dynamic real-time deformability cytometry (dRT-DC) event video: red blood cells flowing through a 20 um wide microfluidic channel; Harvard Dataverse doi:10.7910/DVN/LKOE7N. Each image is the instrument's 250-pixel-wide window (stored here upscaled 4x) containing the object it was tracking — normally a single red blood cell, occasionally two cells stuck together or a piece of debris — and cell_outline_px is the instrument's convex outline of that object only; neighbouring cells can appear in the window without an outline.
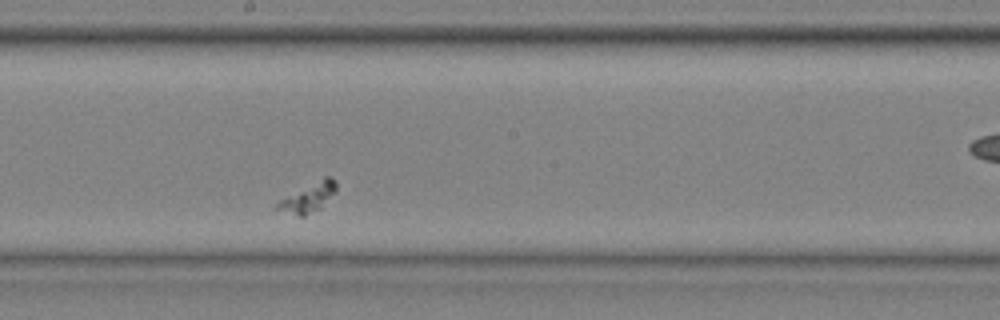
{"species": "common noctule bat (a hibernating species)", "species_latin": "Nyctalus noctula", "temperature_condition": "cold", "stored_images_in_passage": 48, "camera_frame_rate_fps": 3000, "um_per_image_px": 0.085, "animal": {"sex": "male", "body_mass_g": 20.4}, "frame": {"image": 1, "passage_image": 24, "time_ms": 7.667, "image_size_px": [1000, 320], "cell_outline_px": [[336, 192], [320, 208], [304, 216], [300, 216], [276, 212], [272, 208], [280, 200], [324, 176], [332, 176], [336, 180]], "centroid_in_image_um": [26.17, 16.81], "position_along_channel_um": 222.0, "area_um2": 10.17}}
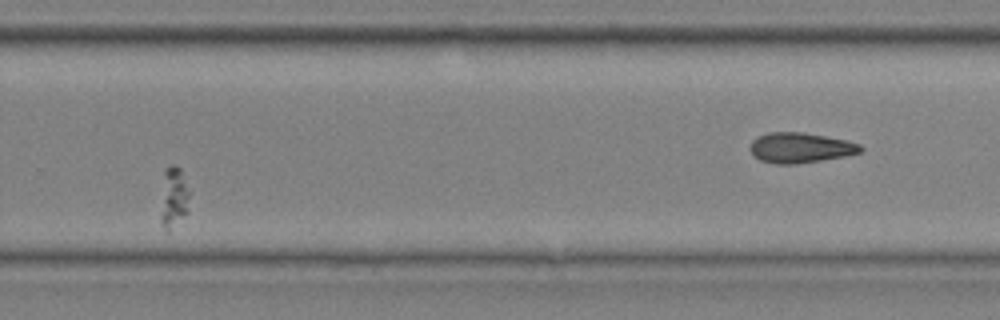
{"frame": {"image": 2, "passage_image": 32, "time_ms": 10.333, "image_size_px": [1000, 320], "cell_outline_px": [[188, 212], [168, 232], [160, 224], [160, 216], [164, 172], [172, 164], [176, 164], [180, 168], [188, 192]], "centroid_in_image_um": [14.74, 16.82], "position_along_channel_um": 315.1, "area_um2": 10.0}}
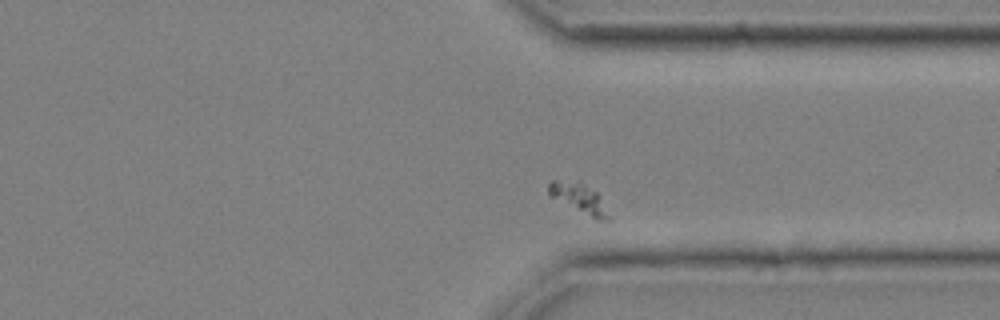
{"frame": {"image": 3, "passage_image": 36, "time_ms": 11.667, "image_size_px": [1000, 320], "cell_outline_px": [[608, 220], [600, 220], [548, 196], [548, 184], [552, 180], [580, 180], [596, 192], [608, 216]], "centroid_in_image_um": [49.11, 16.77], "position_along_channel_um": 362.3, "area_um2": 10.0}}